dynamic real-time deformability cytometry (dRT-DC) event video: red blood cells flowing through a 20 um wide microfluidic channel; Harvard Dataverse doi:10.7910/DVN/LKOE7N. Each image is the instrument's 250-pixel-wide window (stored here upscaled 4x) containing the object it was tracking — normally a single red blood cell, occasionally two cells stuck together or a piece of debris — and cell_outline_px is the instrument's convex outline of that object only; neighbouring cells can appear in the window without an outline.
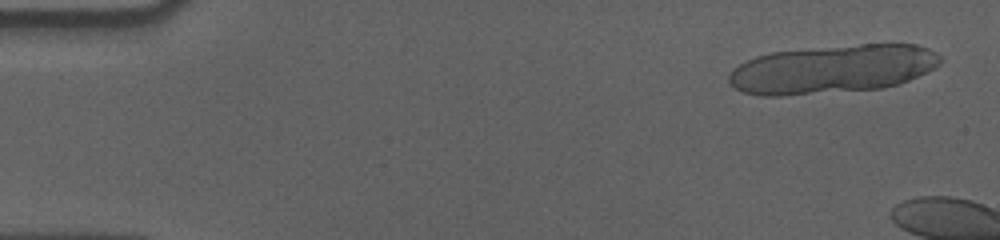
{"species": "human", "species_latin": "Homo sapiens", "temperature_condition": "cold", "stored_images_in_passage": 9, "camera_frame_rate_fps": 3000, "um_per_image_px": 0.085, "donor": {"sex": "male"}, "frame": {"image": 1, "passage_image": 3, "time_ms": 0.667, "image_size_px": [1000, 240], "cell_outline_px": [[940, 64], [936, 68], [900, 84], [884, 88], [780, 96], [760, 96], [744, 92], [728, 84], [728, 76], [740, 64], [756, 56], [772, 52], [860, 44], [916, 44], [928, 48], [936, 52], [940, 56]], "centroid_in_image_um": [70.79, 5.88], "position_along_channel_um": 14.2, "area_um2": 59.65}}